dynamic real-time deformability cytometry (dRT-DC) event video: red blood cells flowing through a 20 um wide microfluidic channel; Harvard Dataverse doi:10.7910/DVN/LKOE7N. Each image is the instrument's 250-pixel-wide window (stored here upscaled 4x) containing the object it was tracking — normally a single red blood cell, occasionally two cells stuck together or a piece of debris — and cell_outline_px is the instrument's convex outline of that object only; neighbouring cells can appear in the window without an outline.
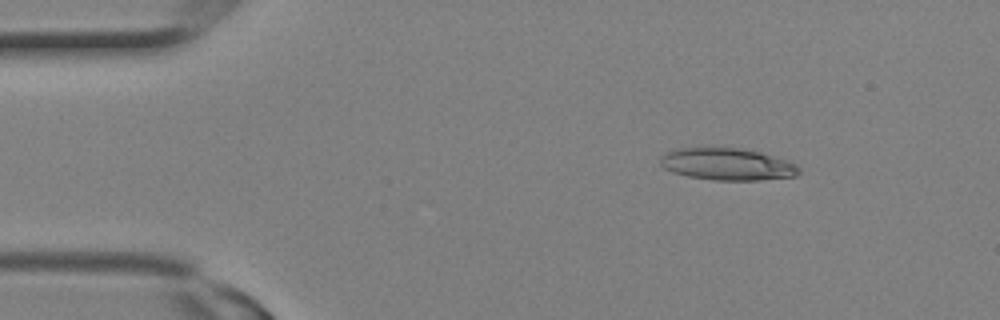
{"species": "Egyptian fruit bat (a non-hibernating species)", "species_latin": "Rousettus aegyptiacus", "temperature_condition": "room temperature", "stored_images_in_passage": 3, "camera_frame_rate_fps": 3000, "um_per_image_px": 0.085, "animal": {"sex": "female"}, "frame": {"image": 1, "passage_image": 1, "time_ms": 0.0, "image_size_px": [1000, 320], "cell_outline_px": [[800, 172], [796, 176], [760, 180], [712, 180], [688, 176], [672, 172], [664, 168], [660, 164], [660, 156], [676, 148], [740, 148], [760, 152], [788, 160], [796, 164], [800, 168]], "centroid_in_image_um": [61.83, 13.96], "position_along_channel_um": 23.2, "area_um2": 25.95}}
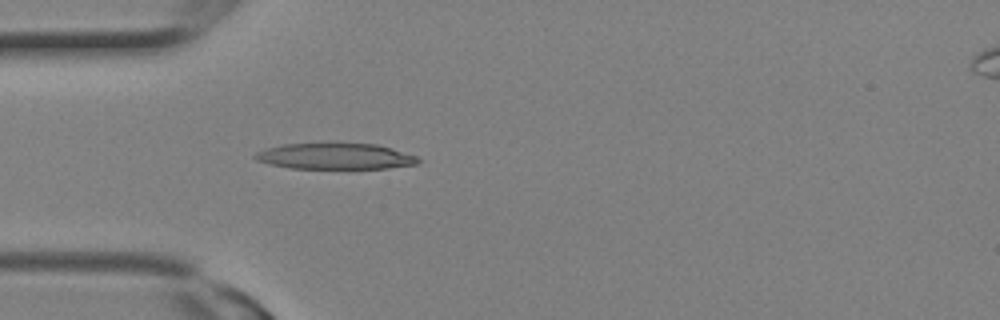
{"frame": {"image": 2, "passage_image": 2, "time_ms": 0.333, "image_size_px": [1000, 320], "cell_outline_px": [[420, 160], [416, 164], [388, 168], [292, 168], [268, 164], [256, 160], [252, 156], [256, 152], [268, 148], [284, 144], [376, 144], [392, 148], [416, 156]], "centroid_in_image_um": [28.47, 13.29], "position_along_channel_um": 56.5, "area_um2": 24.33}}